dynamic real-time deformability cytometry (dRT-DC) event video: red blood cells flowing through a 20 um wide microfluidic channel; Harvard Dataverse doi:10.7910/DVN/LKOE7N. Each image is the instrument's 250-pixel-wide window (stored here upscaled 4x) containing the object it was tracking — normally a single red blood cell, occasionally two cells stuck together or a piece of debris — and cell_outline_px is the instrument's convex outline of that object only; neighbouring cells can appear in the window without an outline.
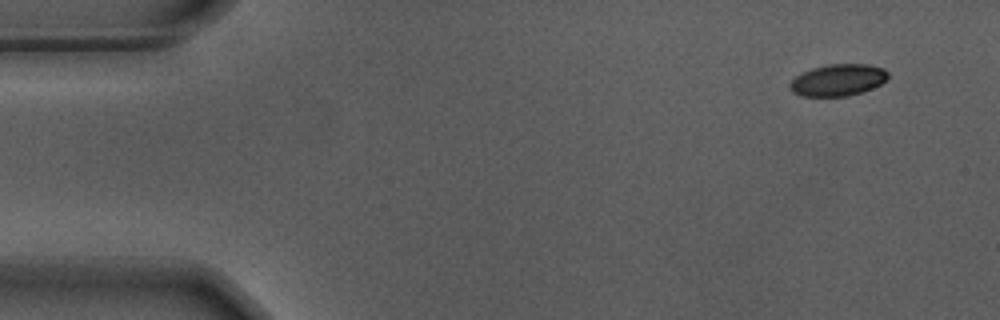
{"species": "Egyptian fruit bat (a non-hibernating species)", "species_latin": "Rousettus aegyptiacus", "temperature_condition": "warm", "stored_images_in_passage": 52, "camera_frame_rate_fps": 3000, "um_per_image_px": 0.085, "animal": {"sex": "male"}, "frame": {"image": 1, "passage_image": 1, "time_ms": 0.0, "image_size_px": [1000, 320], "cell_outline_px": [[888, 76], [880, 84], [872, 88], [848, 96], [800, 96], [792, 92], [788, 88], [788, 84], [796, 76], [812, 68], [828, 64], [868, 64], [884, 68], [888, 72]], "centroid_in_image_um": [71.2, 6.8], "position_along_channel_um": 13.8, "area_um2": 18.15}}
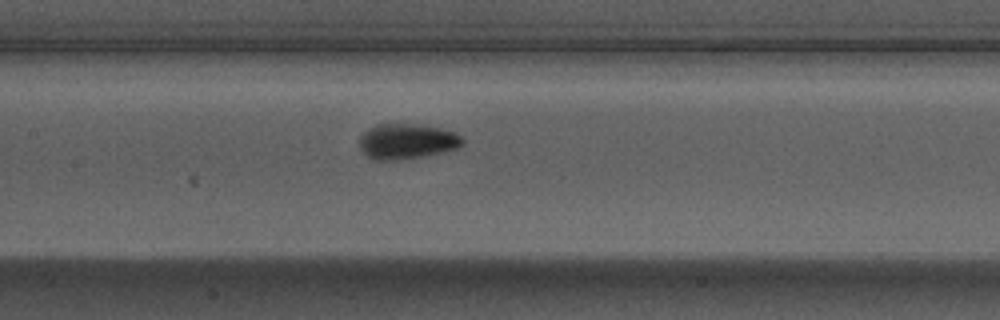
{"frame": {"image": 2, "passage_image": 23, "time_ms": 7.333, "image_size_px": [1000, 320], "cell_outline_px": [[464, 144], [456, 148], [420, 156], [396, 160], [376, 160], [368, 156], [360, 148], [360, 136], [368, 128], [376, 124], [424, 124], [456, 132], [464, 140]], "centroid_in_image_um": [34.58, 11.99], "position_along_channel_um": 172.8, "area_um2": 21.04}}
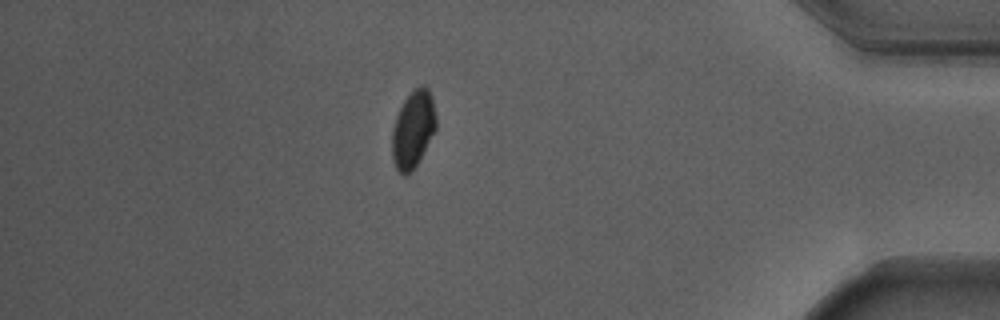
{"frame": {"image": 3, "passage_image": 45, "time_ms": 14.667, "image_size_px": [1000, 320], "cell_outline_px": [[436, 128], [416, 164], [404, 176], [396, 168], [392, 160], [392, 132], [396, 116], [404, 100], [412, 88], [424, 84], [428, 88], [432, 96], [436, 116]], "centroid_in_image_um": [35.1, 10.92], "position_along_channel_um": 400.1, "area_um2": 19.59}, "authors_computed_cell_mechanics": {"area_um2": 19.8832, "velocity_mm_per_s": 3.6934, "shape_relaxation_time_tau1_ms": 2.557, "shape_relaxation_time_tau2_ms": null, "deformation_change_tau1": 0.1057, "deformation_change_tau2": null}}